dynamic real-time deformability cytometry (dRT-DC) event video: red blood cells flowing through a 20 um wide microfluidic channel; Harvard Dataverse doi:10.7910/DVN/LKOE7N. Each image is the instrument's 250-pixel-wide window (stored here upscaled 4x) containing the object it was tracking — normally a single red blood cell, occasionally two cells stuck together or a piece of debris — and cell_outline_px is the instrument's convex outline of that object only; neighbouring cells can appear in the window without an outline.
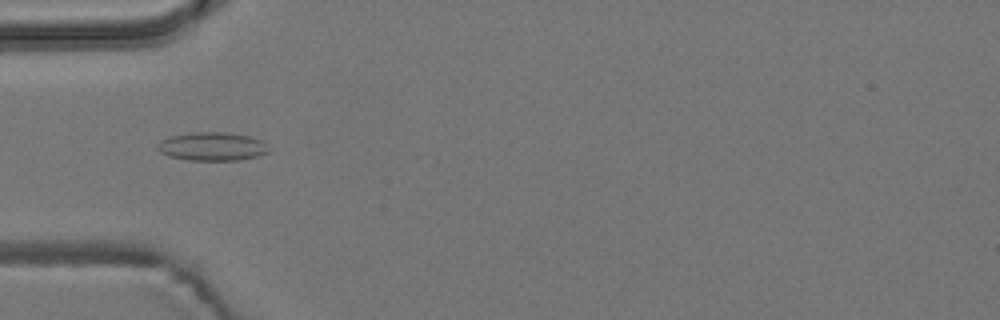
{"species": "common noctule bat (a hibernating species)", "species_latin": "Nyctalus noctula", "temperature_condition": "room temperature", "stored_images_in_passage": 7, "camera_frame_rate_fps": 3000, "um_per_image_px": 0.085, "animal": {"sex": "male", "body_mass_g": 19.2, "forearm_length_mm": 51.8}, "frame": {"image": 1, "passage_image": 5, "time_ms": 4.667, "image_size_px": [1000, 320], "cell_outline_px": [[272, 148], [268, 152], [256, 156], [240, 160], [188, 160], [168, 156], [160, 152], [156, 148], [156, 144], [160, 140], [168, 136], [192, 132], [224, 132], [248, 136], [260, 140]], "centroid_in_image_um": [17.99, 12.45], "position_along_channel_um": 67.0, "area_um2": 18.61}}
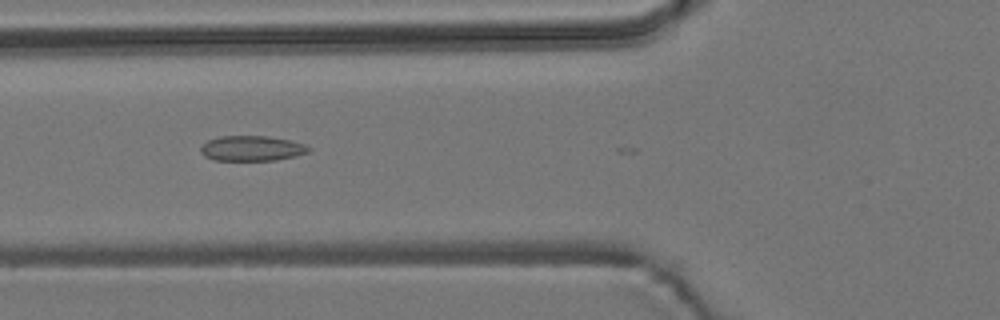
{"frame": {"image": 2, "passage_image": 6, "time_ms": 5.667, "image_size_px": [1000, 320], "cell_outline_px": [[312, 148], [308, 152], [296, 156], [276, 160], [212, 160], [204, 156], [200, 152], [200, 148], [208, 140], [220, 136], [268, 136], [288, 140], [304, 144]], "centroid_in_image_um": [21.39, 12.61], "position_along_channel_um": 104.4, "area_um2": 15.84}}